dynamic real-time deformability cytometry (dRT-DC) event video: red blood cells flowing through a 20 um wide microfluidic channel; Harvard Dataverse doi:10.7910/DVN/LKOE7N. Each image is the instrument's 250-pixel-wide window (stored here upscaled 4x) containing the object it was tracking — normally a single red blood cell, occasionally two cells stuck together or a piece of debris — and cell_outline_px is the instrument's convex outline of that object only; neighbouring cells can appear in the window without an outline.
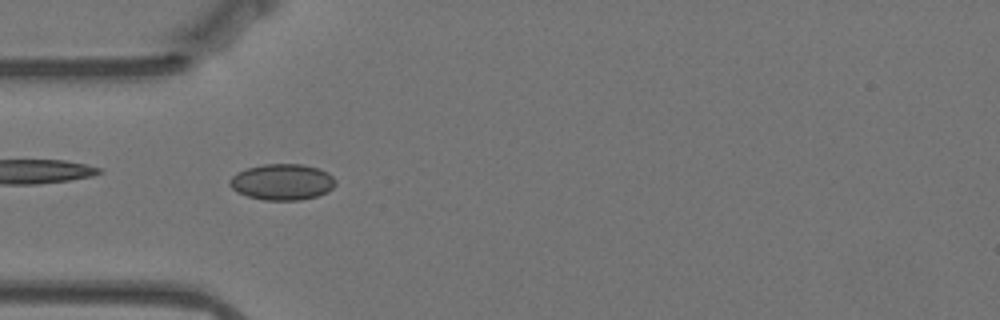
{"species": "Egyptian fruit bat (a non-hibernating species)", "species_latin": "Rousettus aegyptiacus", "temperature_condition": "warm", "stored_images_in_passage": 48, "camera_frame_rate_fps": 3000, "um_per_image_px": 0.085, "animal": {"sex": "female"}, "frame": {"image": 1, "passage_image": 16, "time_ms": 5.0, "image_size_px": [1000, 320], "cell_outline_px": [[336, 184], [328, 192], [316, 196], [300, 200], [264, 200], [248, 196], [236, 192], [228, 184], [228, 180], [236, 172], [248, 168], [264, 164], [300, 164], [320, 168], [328, 172], [336, 180]], "centroid_in_image_um": [23.99, 15.46], "position_along_channel_um": 61.0, "area_um2": 22.43}}
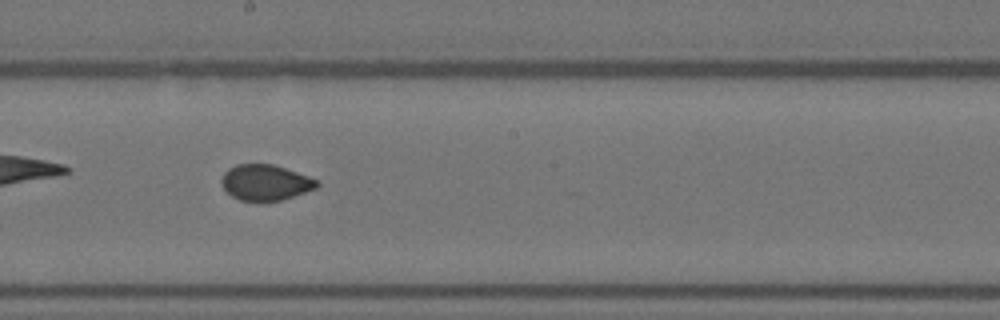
{"frame": {"image": 2, "passage_image": 30, "time_ms": 9.667, "image_size_px": [1000, 320], "cell_outline_px": [[320, 184], [316, 188], [280, 200], [240, 200], [232, 196], [224, 188], [220, 180], [224, 172], [228, 168], [236, 164], [272, 164], [320, 180]], "centroid_in_image_um": [22.55, 15.49], "position_along_channel_um": 225.6, "area_um2": 19.59}}
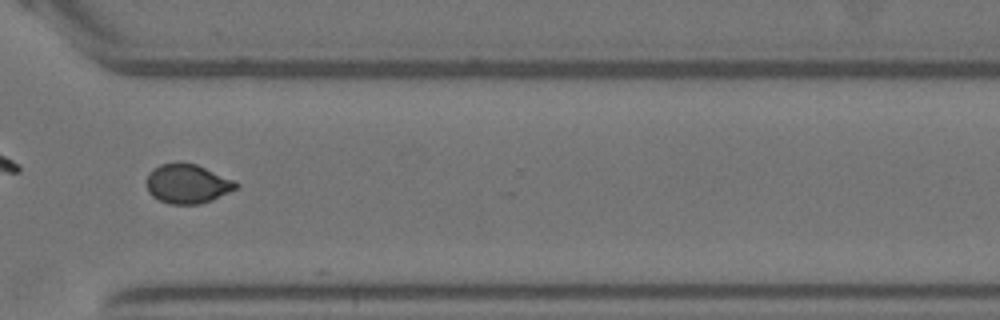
{"frame": {"image": 3, "passage_image": 41, "time_ms": 13.333, "image_size_px": [1000, 320], "cell_outline_px": [[240, 184], [236, 188], [212, 200], [200, 204], [168, 204], [152, 196], [148, 192], [144, 184], [148, 172], [152, 168], [160, 164], [196, 164], [236, 180]], "centroid_in_image_um": [15.9, 15.63], "position_along_channel_um": 354.7, "area_um2": 20.58}}